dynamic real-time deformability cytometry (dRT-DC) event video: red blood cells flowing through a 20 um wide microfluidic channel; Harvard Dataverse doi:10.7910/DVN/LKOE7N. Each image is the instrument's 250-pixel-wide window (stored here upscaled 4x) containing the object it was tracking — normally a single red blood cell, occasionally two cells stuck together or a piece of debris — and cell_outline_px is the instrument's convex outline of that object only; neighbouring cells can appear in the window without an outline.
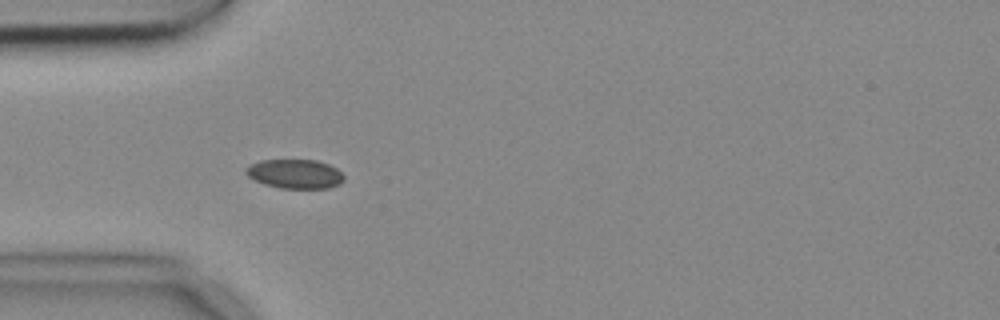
{"species": "common noctule bat (a hibernating species)", "species_latin": "Nyctalus noctula", "temperature_condition": "cold", "stored_images_in_passage": 13, "camera_frame_rate_fps": 3000, "um_per_image_px": 0.085, "animal": {"sex": "female", "body_mass_g": 18.4}, "frame": {"image": 1, "passage_image": 3, "time_ms": 0.667, "image_size_px": [1000, 320], "cell_outline_px": [[344, 180], [340, 184], [328, 188], [280, 188], [264, 184], [248, 176], [244, 172], [244, 168], [260, 160], [316, 160], [328, 164], [336, 168], [344, 176]], "centroid_in_image_um": [25.07, 14.78], "position_along_channel_um": 59.9, "area_um2": 16.65}}
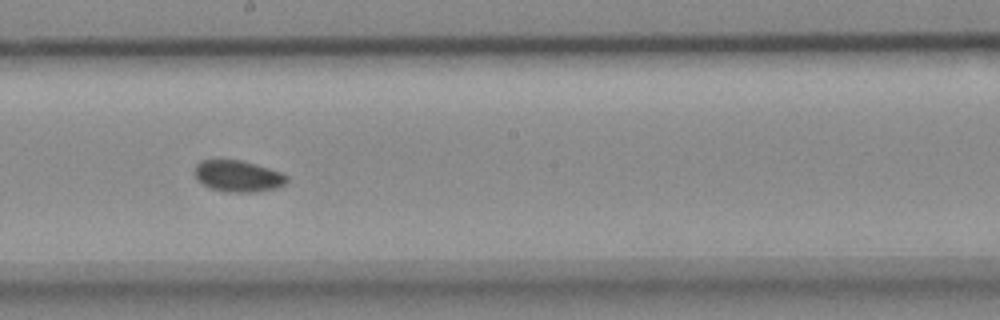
{"frame": {"image": 2, "passage_image": 7, "time_ms": 2.0, "image_size_px": [1000, 320], "cell_outline_px": [[288, 180], [284, 184], [276, 188], [256, 192], [224, 192], [212, 188], [204, 184], [196, 176], [196, 164], [200, 160], [240, 160], [256, 164], [280, 172], [288, 176]], "centroid_in_image_um": [20.26, 14.97], "position_along_channel_um": 227.9, "area_um2": 16.65}}
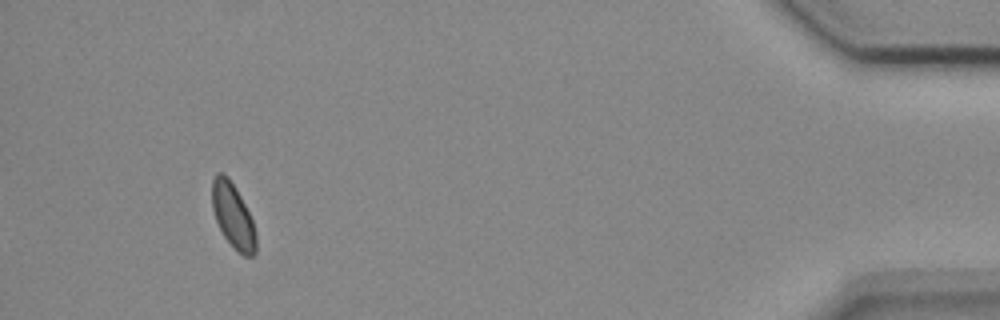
{"frame": {"image": 3, "passage_image": 12, "time_ms": 3.667, "image_size_px": [1000, 320], "cell_outline_px": [[256, 252], [252, 256], [244, 256], [224, 236], [216, 220], [212, 208], [212, 180], [216, 172], [224, 172], [228, 176], [236, 188], [252, 220], [256, 232]], "centroid_in_image_um": [19.79, 18.29], "position_along_channel_um": 415.4, "area_um2": 16.36}}